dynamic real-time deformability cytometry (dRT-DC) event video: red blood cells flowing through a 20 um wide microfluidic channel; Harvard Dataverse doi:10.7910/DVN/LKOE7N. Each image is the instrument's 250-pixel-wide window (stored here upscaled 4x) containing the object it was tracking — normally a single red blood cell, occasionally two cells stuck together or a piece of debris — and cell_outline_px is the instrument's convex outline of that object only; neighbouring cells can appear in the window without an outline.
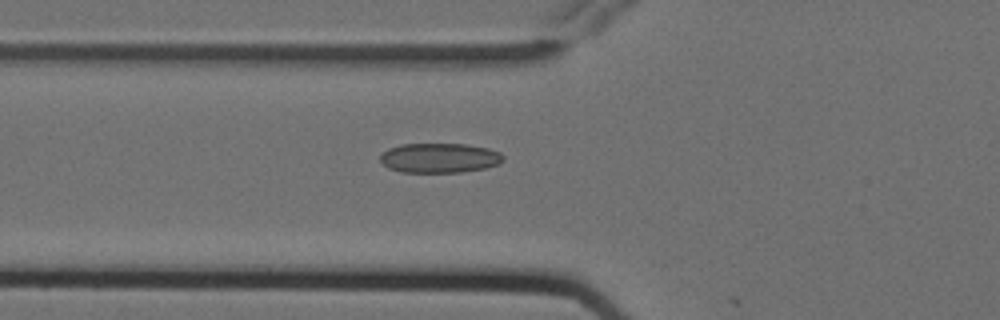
{"species": "Egyptian fruit bat (a non-hibernating species)", "species_latin": "Rousettus aegyptiacus", "temperature_condition": "cold", "stored_images_in_passage": 5, "camera_frame_rate_fps": 3000, "um_per_image_px": 0.085, "animal": {"sex": "female"}, "frame": {"image": 1, "passage_image": 5, "time_ms": 1.333, "image_size_px": [1000, 320], "cell_outline_px": [[504, 160], [500, 164], [484, 168], [460, 172], [400, 172], [388, 168], [380, 160], [380, 156], [388, 148], [400, 144], [464, 144], [488, 148], [500, 152], [504, 156]], "centroid_in_image_um": [37.37, 13.42], "position_along_channel_um": 88.4, "area_um2": 21.33}}